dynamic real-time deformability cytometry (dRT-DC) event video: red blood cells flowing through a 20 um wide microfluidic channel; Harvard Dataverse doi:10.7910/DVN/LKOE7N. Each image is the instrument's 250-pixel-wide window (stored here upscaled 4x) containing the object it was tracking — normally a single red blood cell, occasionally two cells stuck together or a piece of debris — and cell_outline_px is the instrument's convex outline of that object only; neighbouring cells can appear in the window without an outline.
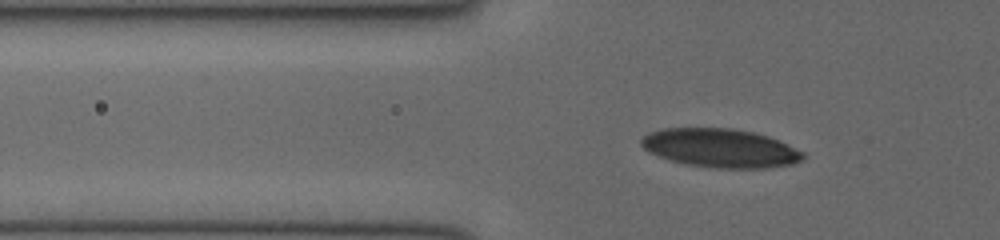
{"species": "human", "species_latin": "Homo sapiens", "temperature_condition": "cold", "stored_images_in_passage": 36, "camera_frame_rate_fps": 3000, "um_per_image_px": 0.085, "donor": {"sex": "female"}, "frame": {"image": 1, "passage_image": 6, "time_ms": 1.667, "image_size_px": [1000, 240], "cell_outline_px": [[804, 156], [800, 160], [792, 164], [764, 168], [716, 168], [684, 164], [648, 152], [640, 144], [640, 140], [648, 132], [664, 128], [732, 128], [752, 132], [768, 136], [780, 140], [804, 152]], "centroid_in_image_um": [61.22, 12.58], "position_along_channel_um": 64.6, "area_um2": 36.47}}
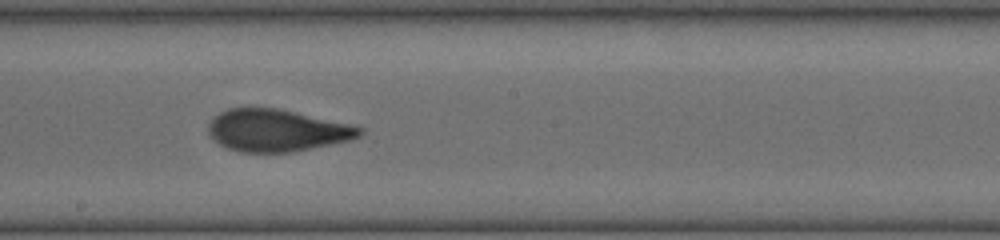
{"frame": {"image": 2, "passage_image": 18, "time_ms": 5.667, "image_size_px": [1000, 240], "cell_outline_px": [[364, 132], [360, 136], [352, 140], [296, 152], [240, 152], [228, 148], [220, 144], [208, 136], [208, 124], [212, 116], [228, 108], [276, 108], [356, 124], [364, 128]], "centroid_in_image_um": [23.58, 11.09], "position_along_channel_um": 224.6, "area_um2": 37.8}}
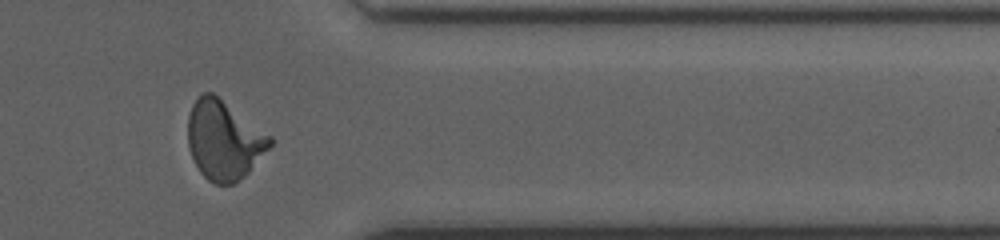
{"frame": {"image": 3, "passage_image": 30, "time_ms": 9.667, "image_size_px": [1000, 240], "cell_outline_px": [[272, 144], [248, 172], [244, 176], [232, 184], [216, 184], [208, 180], [200, 172], [188, 148], [188, 116], [192, 104], [204, 92], [212, 92], [272, 136]], "centroid_in_image_um": [19.02, 11.9], "position_along_channel_um": 392.4, "area_um2": 37.45}}